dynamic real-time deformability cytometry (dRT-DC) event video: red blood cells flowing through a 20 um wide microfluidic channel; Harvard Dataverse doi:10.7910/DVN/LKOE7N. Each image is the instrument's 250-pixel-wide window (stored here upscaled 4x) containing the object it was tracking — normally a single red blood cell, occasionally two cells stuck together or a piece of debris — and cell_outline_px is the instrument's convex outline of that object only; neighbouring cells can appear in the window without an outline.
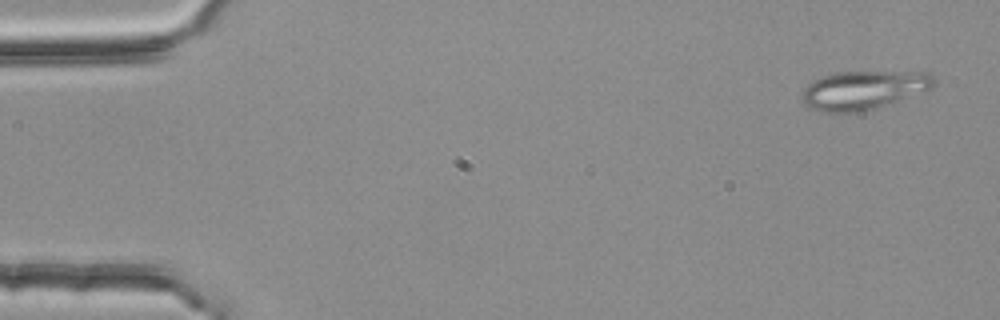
{"species": "common noctule bat (a hibernating species)", "species_latin": "Nyctalus noctula", "temperature_condition": "room temperature", "stored_images_in_passage": 54, "camera_frame_rate_fps": 3000, "um_per_image_px": 0.085, "animal": {"sex": "female", "body_mass_g": 25.1}, "frame": {"image": 1, "passage_image": 3, "time_ms": 0.667, "image_size_px": [1000, 320], "cell_outline_px": [[936, 88], [876, 108], [860, 112], [820, 112], [808, 108], [804, 104], [804, 88], [812, 80], [832, 72], [928, 72], [936, 80]], "centroid_in_image_um": [73.43, 7.65], "position_along_channel_um": 11.6, "area_um2": 30.0}}
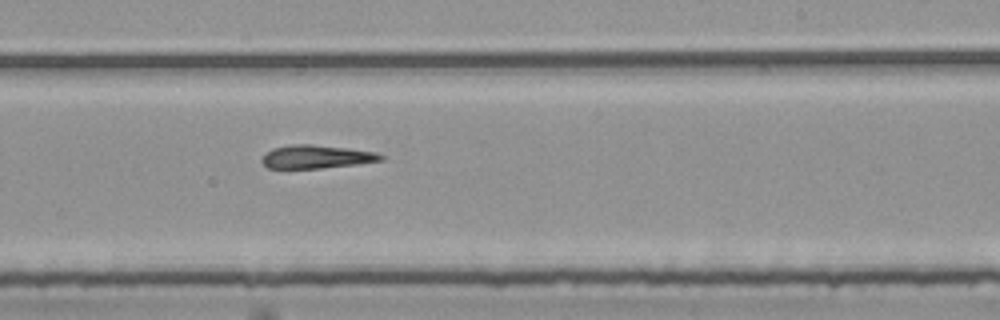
{"frame": {"image": 2, "passage_image": 33, "time_ms": 10.667, "image_size_px": [1000, 320], "cell_outline_px": [[384, 160], [356, 164], [320, 168], [268, 168], [260, 160], [272, 148], [292, 144], [312, 144], [348, 148], [376, 152], [384, 156]], "centroid_in_image_um": [26.91, 13.32], "position_along_channel_um": 262.1, "area_um2": 16.07}}
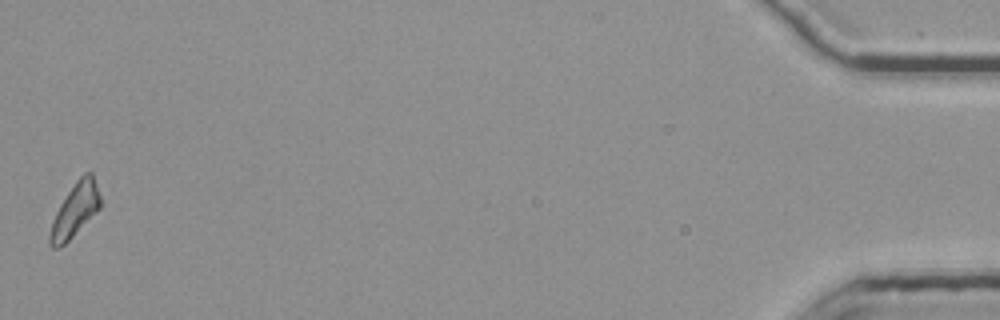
{"frame": {"image": 3, "passage_image": 54, "time_ms": 17.667, "image_size_px": [1000, 320], "cell_outline_px": [[100, 208], [60, 248], [52, 248], [48, 244], [48, 236], [52, 220], [60, 204], [76, 180], [84, 172], [92, 172], [100, 196]], "centroid_in_image_um": [6.34, 17.87], "position_along_channel_um": 428.9, "area_um2": 15.55}}